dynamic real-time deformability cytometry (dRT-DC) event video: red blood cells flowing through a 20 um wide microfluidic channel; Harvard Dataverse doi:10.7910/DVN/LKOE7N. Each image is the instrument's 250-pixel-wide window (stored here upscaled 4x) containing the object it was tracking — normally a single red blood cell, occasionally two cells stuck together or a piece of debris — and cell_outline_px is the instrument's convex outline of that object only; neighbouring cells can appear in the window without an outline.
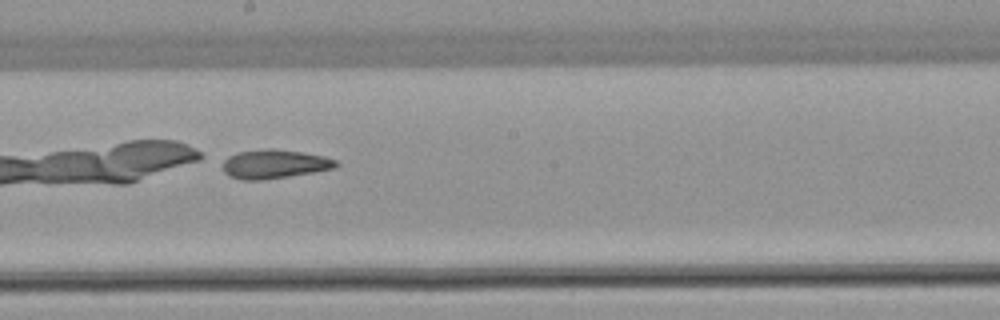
{"species": "common noctule bat (a hibernating species)", "species_latin": "Nyctalus noctula", "temperature_condition": "warm", "stored_images_in_passage": 53, "camera_frame_rate_fps": 3000, "um_per_image_px": 0.085, "animal": {"sex": "female", "body_mass_g": 22.7, "forearm_length_mm": 54.2}, "frame": {"image": 1, "passage_image": 31, "time_ms": 10.0, "image_size_px": [1000, 320], "cell_outline_px": [[340, 164], [336, 168], [264, 180], [240, 180], [228, 176], [224, 172], [224, 160], [228, 156], [236, 152], [268, 148], [272, 148], [300, 152], [324, 156], [336, 160]], "centroid_in_image_um": [23.31, 13.94], "position_along_channel_um": 224.9, "area_um2": 19.13}}